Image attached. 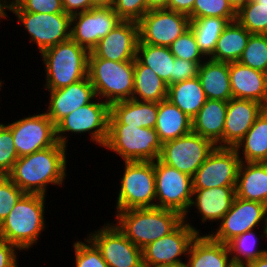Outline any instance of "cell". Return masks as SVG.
I'll return each mask as SVG.
<instances>
[{
    "mask_svg": "<svg viewBox=\"0 0 267 267\" xmlns=\"http://www.w3.org/2000/svg\"><path fill=\"white\" fill-rule=\"evenodd\" d=\"M66 146L57 142L54 146L19 157L7 175L24 193H46L49 183L60 185L65 178Z\"/></svg>",
    "mask_w": 267,
    "mask_h": 267,
    "instance_id": "cell-1",
    "label": "cell"
},
{
    "mask_svg": "<svg viewBox=\"0 0 267 267\" xmlns=\"http://www.w3.org/2000/svg\"><path fill=\"white\" fill-rule=\"evenodd\" d=\"M119 230L141 250L172 232L184 219L171 209L159 207L118 211Z\"/></svg>",
    "mask_w": 267,
    "mask_h": 267,
    "instance_id": "cell-2",
    "label": "cell"
},
{
    "mask_svg": "<svg viewBox=\"0 0 267 267\" xmlns=\"http://www.w3.org/2000/svg\"><path fill=\"white\" fill-rule=\"evenodd\" d=\"M44 195L25 193L0 224V237L16 248L28 249L45 228Z\"/></svg>",
    "mask_w": 267,
    "mask_h": 267,
    "instance_id": "cell-3",
    "label": "cell"
},
{
    "mask_svg": "<svg viewBox=\"0 0 267 267\" xmlns=\"http://www.w3.org/2000/svg\"><path fill=\"white\" fill-rule=\"evenodd\" d=\"M104 147L121 155L125 162L155 161L159 159L162 143L155 129L121 124L110 113Z\"/></svg>",
    "mask_w": 267,
    "mask_h": 267,
    "instance_id": "cell-4",
    "label": "cell"
},
{
    "mask_svg": "<svg viewBox=\"0 0 267 267\" xmlns=\"http://www.w3.org/2000/svg\"><path fill=\"white\" fill-rule=\"evenodd\" d=\"M48 90H56L88 76L89 52L69 39L42 52Z\"/></svg>",
    "mask_w": 267,
    "mask_h": 267,
    "instance_id": "cell-5",
    "label": "cell"
},
{
    "mask_svg": "<svg viewBox=\"0 0 267 267\" xmlns=\"http://www.w3.org/2000/svg\"><path fill=\"white\" fill-rule=\"evenodd\" d=\"M135 61L116 62L102 58H88V77L96 97L103 96L107 103L129 100L134 91Z\"/></svg>",
    "mask_w": 267,
    "mask_h": 267,
    "instance_id": "cell-6",
    "label": "cell"
},
{
    "mask_svg": "<svg viewBox=\"0 0 267 267\" xmlns=\"http://www.w3.org/2000/svg\"><path fill=\"white\" fill-rule=\"evenodd\" d=\"M156 199L154 161L125 162L117 200L118 211L153 208Z\"/></svg>",
    "mask_w": 267,
    "mask_h": 267,
    "instance_id": "cell-7",
    "label": "cell"
},
{
    "mask_svg": "<svg viewBox=\"0 0 267 267\" xmlns=\"http://www.w3.org/2000/svg\"><path fill=\"white\" fill-rule=\"evenodd\" d=\"M154 171L156 199L159 200L156 207L175 210L185 219L193 200L192 177L162 163L159 159L154 161Z\"/></svg>",
    "mask_w": 267,
    "mask_h": 267,
    "instance_id": "cell-8",
    "label": "cell"
},
{
    "mask_svg": "<svg viewBox=\"0 0 267 267\" xmlns=\"http://www.w3.org/2000/svg\"><path fill=\"white\" fill-rule=\"evenodd\" d=\"M215 147L209 139L191 132L163 143L159 160L193 177Z\"/></svg>",
    "mask_w": 267,
    "mask_h": 267,
    "instance_id": "cell-9",
    "label": "cell"
},
{
    "mask_svg": "<svg viewBox=\"0 0 267 267\" xmlns=\"http://www.w3.org/2000/svg\"><path fill=\"white\" fill-rule=\"evenodd\" d=\"M110 105L105 102H90L73 111L63 118L56 127V139L61 145L66 146L63 132L84 133L92 132V139L103 147L108 138ZM93 130V131H92Z\"/></svg>",
    "mask_w": 267,
    "mask_h": 267,
    "instance_id": "cell-10",
    "label": "cell"
},
{
    "mask_svg": "<svg viewBox=\"0 0 267 267\" xmlns=\"http://www.w3.org/2000/svg\"><path fill=\"white\" fill-rule=\"evenodd\" d=\"M189 25V16L183 13L167 9L147 11L138 21V43L169 47Z\"/></svg>",
    "mask_w": 267,
    "mask_h": 267,
    "instance_id": "cell-11",
    "label": "cell"
},
{
    "mask_svg": "<svg viewBox=\"0 0 267 267\" xmlns=\"http://www.w3.org/2000/svg\"><path fill=\"white\" fill-rule=\"evenodd\" d=\"M239 157L235 148L215 147L192 177L193 189L236 186Z\"/></svg>",
    "mask_w": 267,
    "mask_h": 267,
    "instance_id": "cell-12",
    "label": "cell"
},
{
    "mask_svg": "<svg viewBox=\"0 0 267 267\" xmlns=\"http://www.w3.org/2000/svg\"><path fill=\"white\" fill-rule=\"evenodd\" d=\"M13 12L31 35V42L34 40L38 45L40 53L70 39L71 15L65 12L53 14Z\"/></svg>",
    "mask_w": 267,
    "mask_h": 267,
    "instance_id": "cell-13",
    "label": "cell"
},
{
    "mask_svg": "<svg viewBox=\"0 0 267 267\" xmlns=\"http://www.w3.org/2000/svg\"><path fill=\"white\" fill-rule=\"evenodd\" d=\"M121 21L112 7H93L71 15L70 39L91 52Z\"/></svg>",
    "mask_w": 267,
    "mask_h": 267,
    "instance_id": "cell-14",
    "label": "cell"
},
{
    "mask_svg": "<svg viewBox=\"0 0 267 267\" xmlns=\"http://www.w3.org/2000/svg\"><path fill=\"white\" fill-rule=\"evenodd\" d=\"M100 251L109 267H144L142 250L115 225L108 224L88 239Z\"/></svg>",
    "mask_w": 267,
    "mask_h": 267,
    "instance_id": "cell-15",
    "label": "cell"
},
{
    "mask_svg": "<svg viewBox=\"0 0 267 267\" xmlns=\"http://www.w3.org/2000/svg\"><path fill=\"white\" fill-rule=\"evenodd\" d=\"M265 221L267 237V205L235 197L230 210L223 216L220 228L209 236L217 242L227 244L233 238L252 230L261 220Z\"/></svg>",
    "mask_w": 267,
    "mask_h": 267,
    "instance_id": "cell-16",
    "label": "cell"
},
{
    "mask_svg": "<svg viewBox=\"0 0 267 267\" xmlns=\"http://www.w3.org/2000/svg\"><path fill=\"white\" fill-rule=\"evenodd\" d=\"M6 126L12 131L19 157L30 155L57 143L56 127L46 113L29 116Z\"/></svg>",
    "mask_w": 267,
    "mask_h": 267,
    "instance_id": "cell-17",
    "label": "cell"
},
{
    "mask_svg": "<svg viewBox=\"0 0 267 267\" xmlns=\"http://www.w3.org/2000/svg\"><path fill=\"white\" fill-rule=\"evenodd\" d=\"M183 220L172 232L142 249L144 267L182 262L178 257L187 253L199 232Z\"/></svg>",
    "mask_w": 267,
    "mask_h": 267,
    "instance_id": "cell-18",
    "label": "cell"
},
{
    "mask_svg": "<svg viewBox=\"0 0 267 267\" xmlns=\"http://www.w3.org/2000/svg\"><path fill=\"white\" fill-rule=\"evenodd\" d=\"M138 42V22L122 20L89 52L88 58H102L116 62L135 61Z\"/></svg>",
    "mask_w": 267,
    "mask_h": 267,
    "instance_id": "cell-19",
    "label": "cell"
},
{
    "mask_svg": "<svg viewBox=\"0 0 267 267\" xmlns=\"http://www.w3.org/2000/svg\"><path fill=\"white\" fill-rule=\"evenodd\" d=\"M265 107L256 101L231 98L223 130V147L234 148L252 127Z\"/></svg>",
    "mask_w": 267,
    "mask_h": 267,
    "instance_id": "cell-20",
    "label": "cell"
},
{
    "mask_svg": "<svg viewBox=\"0 0 267 267\" xmlns=\"http://www.w3.org/2000/svg\"><path fill=\"white\" fill-rule=\"evenodd\" d=\"M48 91L51 99L46 115L55 126L67 115L92 102L91 100L96 97L88 76L69 86Z\"/></svg>",
    "mask_w": 267,
    "mask_h": 267,
    "instance_id": "cell-21",
    "label": "cell"
},
{
    "mask_svg": "<svg viewBox=\"0 0 267 267\" xmlns=\"http://www.w3.org/2000/svg\"><path fill=\"white\" fill-rule=\"evenodd\" d=\"M232 98L253 100L267 108V74L244 66L229 63Z\"/></svg>",
    "mask_w": 267,
    "mask_h": 267,
    "instance_id": "cell-22",
    "label": "cell"
},
{
    "mask_svg": "<svg viewBox=\"0 0 267 267\" xmlns=\"http://www.w3.org/2000/svg\"><path fill=\"white\" fill-rule=\"evenodd\" d=\"M227 106L226 101L207 99L192 119V132L209 139L216 147H223L222 137ZM218 143L220 145L217 146Z\"/></svg>",
    "mask_w": 267,
    "mask_h": 267,
    "instance_id": "cell-23",
    "label": "cell"
},
{
    "mask_svg": "<svg viewBox=\"0 0 267 267\" xmlns=\"http://www.w3.org/2000/svg\"><path fill=\"white\" fill-rule=\"evenodd\" d=\"M236 197L267 205V162L240 163L235 186Z\"/></svg>",
    "mask_w": 267,
    "mask_h": 267,
    "instance_id": "cell-24",
    "label": "cell"
},
{
    "mask_svg": "<svg viewBox=\"0 0 267 267\" xmlns=\"http://www.w3.org/2000/svg\"><path fill=\"white\" fill-rule=\"evenodd\" d=\"M187 254L190 256L187 267H235L227 244L214 241L209 235L198 234Z\"/></svg>",
    "mask_w": 267,
    "mask_h": 267,
    "instance_id": "cell-25",
    "label": "cell"
},
{
    "mask_svg": "<svg viewBox=\"0 0 267 267\" xmlns=\"http://www.w3.org/2000/svg\"><path fill=\"white\" fill-rule=\"evenodd\" d=\"M195 202L191 201L190 207L195 204L202 217L206 220H219L230 210L236 197L235 186H222L208 189H193Z\"/></svg>",
    "mask_w": 267,
    "mask_h": 267,
    "instance_id": "cell-26",
    "label": "cell"
},
{
    "mask_svg": "<svg viewBox=\"0 0 267 267\" xmlns=\"http://www.w3.org/2000/svg\"><path fill=\"white\" fill-rule=\"evenodd\" d=\"M197 77L207 99L228 102L232 98L229 63L211 59L202 62Z\"/></svg>",
    "mask_w": 267,
    "mask_h": 267,
    "instance_id": "cell-27",
    "label": "cell"
},
{
    "mask_svg": "<svg viewBox=\"0 0 267 267\" xmlns=\"http://www.w3.org/2000/svg\"><path fill=\"white\" fill-rule=\"evenodd\" d=\"M159 103L123 100L110 105V113L121 123L129 126L155 129Z\"/></svg>",
    "mask_w": 267,
    "mask_h": 267,
    "instance_id": "cell-28",
    "label": "cell"
},
{
    "mask_svg": "<svg viewBox=\"0 0 267 267\" xmlns=\"http://www.w3.org/2000/svg\"><path fill=\"white\" fill-rule=\"evenodd\" d=\"M155 131L161 143L192 132V120L167 99L159 102Z\"/></svg>",
    "mask_w": 267,
    "mask_h": 267,
    "instance_id": "cell-29",
    "label": "cell"
},
{
    "mask_svg": "<svg viewBox=\"0 0 267 267\" xmlns=\"http://www.w3.org/2000/svg\"><path fill=\"white\" fill-rule=\"evenodd\" d=\"M251 33L237 20L229 22L217 40L211 60L220 62H238L246 48Z\"/></svg>",
    "mask_w": 267,
    "mask_h": 267,
    "instance_id": "cell-30",
    "label": "cell"
},
{
    "mask_svg": "<svg viewBox=\"0 0 267 267\" xmlns=\"http://www.w3.org/2000/svg\"><path fill=\"white\" fill-rule=\"evenodd\" d=\"M167 100L177 106L191 120L207 101L198 77L168 86Z\"/></svg>",
    "mask_w": 267,
    "mask_h": 267,
    "instance_id": "cell-31",
    "label": "cell"
},
{
    "mask_svg": "<svg viewBox=\"0 0 267 267\" xmlns=\"http://www.w3.org/2000/svg\"><path fill=\"white\" fill-rule=\"evenodd\" d=\"M139 95L138 98L135 95ZM168 85L148 66L135 59L134 91L132 99L157 102L167 99Z\"/></svg>",
    "mask_w": 267,
    "mask_h": 267,
    "instance_id": "cell-32",
    "label": "cell"
},
{
    "mask_svg": "<svg viewBox=\"0 0 267 267\" xmlns=\"http://www.w3.org/2000/svg\"><path fill=\"white\" fill-rule=\"evenodd\" d=\"M136 59L153 70L168 86L173 84L175 57L169 47L138 43Z\"/></svg>",
    "mask_w": 267,
    "mask_h": 267,
    "instance_id": "cell-33",
    "label": "cell"
},
{
    "mask_svg": "<svg viewBox=\"0 0 267 267\" xmlns=\"http://www.w3.org/2000/svg\"><path fill=\"white\" fill-rule=\"evenodd\" d=\"M241 145L244 146L242 151L245 163L267 162V108L256 118L252 127L234 148L239 151Z\"/></svg>",
    "mask_w": 267,
    "mask_h": 267,
    "instance_id": "cell-34",
    "label": "cell"
},
{
    "mask_svg": "<svg viewBox=\"0 0 267 267\" xmlns=\"http://www.w3.org/2000/svg\"><path fill=\"white\" fill-rule=\"evenodd\" d=\"M229 21L220 17H205L190 20L189 28L195 35L199 50L203 55L211 56L217 40Z\"/></svg>",
    "mask_w": 267,
    "mask_h": 267,
    "instance_id": "cell-35",
    "label": "cell"
},
{
    "mask_svg": "<svg viewBox=\"0 0 267 267\" xmlns=\"http://www.w3.org/2000/svg\"><path fill=\"white\" fill-rule=\"evenodd\" d=\"M236 20L251 34H267V0L247 2L237 11Z\"/></svg>",
    "mask_w": 267,
    "mask_h": 267,
    "instance_id": "cell-36",
    "label": "cell"
},
{
    "mask_svg": "<svg viewBox=\"0 0 267 267\" xmlns=\"http://www.w3.org/2000/svg\"><path fill=\"white\" fill-rule=\"evenodd\" d=\"M256 242L257 238L252 230H250L240 234L227 243L230 255H232L234 252L235 254H238H233V257L231 256L235 267H243L244 264L246 265L247 263L255 261L257 258L267 254V250L254 249V247H256L255 245H257ZM241 256L245 257V262Z\"/></svg>",
    "mask_w": 267,
    "mask_h": 267,
    "instance_id": "cell-37",
    "label": "cell"
},
{
    "mask_svg": "<svg viewBox=\"0 0 267 267\" xmlns=\"http://www.w3.org/2000/svg\"><path fill=\"white\" fill-rule=\"evenodd\" d=\"M238 62L267 74V34H251Z\"/></svg>",
    "mask_w": 267,
    "mask_h": 267,
    "instance_id": "cell-38",
    "label": "cell"
},
{
    "mask_svg": "<svg viewBox=\"0 0 267 267\" xmlns=\"http://www.w3.org/2000/svg\"><path fill=\"white\" fill-rule=\"evenodd\" d=\"M189 19L205 17L225 18L229 22L236 20L237 11L228 0H195Z\"/></svg>",
    "mask_w": 267,
    "mask_h": 267,
    "instance_id": "cell-39",
    "label": "cell"
},
{
    "mask_svg": "<svg viewBox=\"0 0 267 267\" xmlns=\"http://www.w3.org/2000/svg\"><path fill=\"white\" fill-rule=\"evenodd\" d=\"M169 48L176 58L193 61L199 65L202 64L200 56H203V54L199 50L195 35L190 28L179 36Z\"/></svg>",
    "mask_w": 267,
    "mask_h": 267,
    "instance_id": "cell-40",
    "label": "cell"
},
{
    "mask_svg": "<svg viewBox=\"0 0 267 267\" xmlns=\"http://www.w3.org/2000/svg\"><path fill=\"white\" fill-rule=\"evenodd\" d=\"M18 158L12 131L0 124V175H8Z\"/></svg>",
    "mask_w": 267,
    "mask_h": 267,
    "instance_id": "cell-41",
    "label": "cell"
},
{
    "mask_svg": "<svg viewBox=\"0 0 267 267\" xmlns=\"http://www.w3.org/2000/svg\"><path fill=\"white\" fill-rule=\"evenodd\" d=\"M24 194L7 175H0V224Z\"/></svg>",
    "mask_w": 267,
    "mask_h": 267,
    "instance_id": "cell-42",
    "label": "cell"
},
{
    "mask_svg": "<svg viewBox=\"0 0 267 267\" xmlns=\"http://www.w3.org/2000/svg\"><path fill=\"white\" fill-rule=\"evenodd\" d=\"M11 11H26L33 13H62V0H14L8 5Z\"/></svg>",
    "mask_w": 267,
    "mask_h": 267,
    "instance_id": "cell-43",
    "label": "cell"
},
{
    "mask_svg": "<svg viewBox=\"0 0 267 267\" xmlns=\"http://www.w3.org/2000/svg\"><path fill=\"white\" fill-rule=\"evenodd\" d=\"M89 244L83 242H75V256H76V267H109L108 264L103 260L100 251L97 247L86 239Z\"/></svg>",
    "mask_w": 267,
    "mask_h": 267,
    "instance_id": "cell-44",
    "label": "cell"
},
{
    "mask_svg": "<svg viewBox=\"0 0 267 267\" xmlns=\"http://www.w3.org/2000/svg\"><path fill=\"white\" fill-rule=\"evenodd\" d=\"M112 8L121 20L135 22L148 11L146 0H114Z\"/></svg>",
    "mask_w": 267,
    "mask_h": 267,
    "instance_id": "cell-45",
    "label": "cell"
},
{
    "mask_svg": "<svg viewBox=\"0 0 267 267\" xmlns=\"http://www.w3.org/2000/svg\"><path fill=\"white\" fill-rule=\"evenodd\" d=\"M199 64L175 57L173 69V84L194 78L198 75Z\"/></svg>",
    "mask_w": 267,
    "mask_h": 267,
    "instance_id": "cell-46",
    "label": "cell"
},
{
    "mask_svg": "<svg viewBox=\"0 0 267 267\" xmlns=\"http://www.w3.org/2000/svg\"><path fill=\"white\" fill-rule=\"evenodd\" d=\"M16 248L13 244L0 237V267H17Z\"/></svg>",
    "mask_w": 267,
    "mask_h": 267,
    "instance_id": "cell-47",
    "label": "cell"
},
{
    "mask_svg": "<svg viewBox=\"0 0 267 267\" xmlns=\"http://www.w3.org/2000/svg\"><path fill=\"white\" fill-rule=\"evenodd\" d=\"M64 12L69 15H74L80 12L88 11L94 6L90 0H62ZM78 10V12H77Z\"/></svg>",
    "mask_w": 267,
    "mask_h": 267,
    "instance_id": "cell-48",
    "label": "cell"
},
{
    "mask_svg": "<svg viewBox=\"0 0 267 267\" xmlns=\"http://www.w3.org/2000/svg\"><path fill=\"white\" fill-rule=\"evenodd\" d=\"M195 0H170L167 10L189 15L192 12Z\"/></svg>",
    "mask_w": 267,
    "mask_h": 267,
    "instance_id": "cell-49",
    "label": "cell"
},
{
    "mask_svg": "<svg viewBox=\"0 0 267 267\" xmlns=\"http://www.w3.org/2000/svg\"><path fill=\"white\" fill-rule=\"evenodd\" d=\"M170 0H146V9L151 10H161L167 9Z\"/></svg>",
    "mask_w": 267,
    "mask_h": 267,
    "instance_id": "cell-50",
    "label": "cell"
},
{
    "mask_svg": "<svg viewBox=\"0 0 267 267\" xmlns=\"http://www.w3.org/2000/svg\"><path fill=\"white\" fill-rule=\"evenodd\" d=\"M243 267H267V254L257 258L255 261L247 263Z\"/></svg>",
    "mask_w": 267,
    "mask_h": 267,
    "instance_id": "cell-51",
    "label": "cell"
},
{
    "mask_svg": "<svg viewBox=\"0 0 267 267\" xmlns=\"http://www.w3.org/2000/svg\"><path fill=\"white\" fill-rule=\"evenodd\" d=\"M94 7H112L114 0H90Z\"/></svg>",
    "mask_w": 267,
    "mask_h": 267,
    "instance_id": "cell-52",
    "label": "cell"
},
{
    "mask_svg": "<svg viewBox=\"0 0 267 267\" xmlns=\"http://www.w3.org/2000/svg\"><path fill=\"white\" fill-rule=\"evenodd\" d=\"M232 7L238 11L242 6H244L247 2L246 0H228Z\"/></svg>",
    "mask_w": 267,
    "mask_h": 267,
    "instance_id": "cell-53",
    "label": "cell"
},
{
    "mask_svg": "<svg viewBox=\"0 0 267 267\" xmlns=\"http://www.w3.org/2000/svg\"><path fill=\"white\" fill-rule=\"evenodd\" d=\"M152 267H187V265L186 263L179 262L175 264H165V265L152 266Z\"/></svg>",
    "mask_w": 267,
    "mask_h": 267,
    "instance_id": "cell-54",
    "label": "cell"
},
{
    "mask_svg": "<svg viewBox=\"0 0 267 267\" xmlns=\"http://www.w3.org/2000/svg\"><path fill=\"white\" fill-rule=\"evenodd\" d=\"M3 1V0H2ZM5 3V4H4ZM4 3L2 4L1 3V0H0V17L1 18H4L6 17L7 15L5 14V10L4 8L8 9V4L6 3V0L4 1Z\"/></svg>",
    "mask_w": 267,
    "mask_h": 267,
    "instance_id": "cell-55",
    "label": "cell"
}]
</instances>
